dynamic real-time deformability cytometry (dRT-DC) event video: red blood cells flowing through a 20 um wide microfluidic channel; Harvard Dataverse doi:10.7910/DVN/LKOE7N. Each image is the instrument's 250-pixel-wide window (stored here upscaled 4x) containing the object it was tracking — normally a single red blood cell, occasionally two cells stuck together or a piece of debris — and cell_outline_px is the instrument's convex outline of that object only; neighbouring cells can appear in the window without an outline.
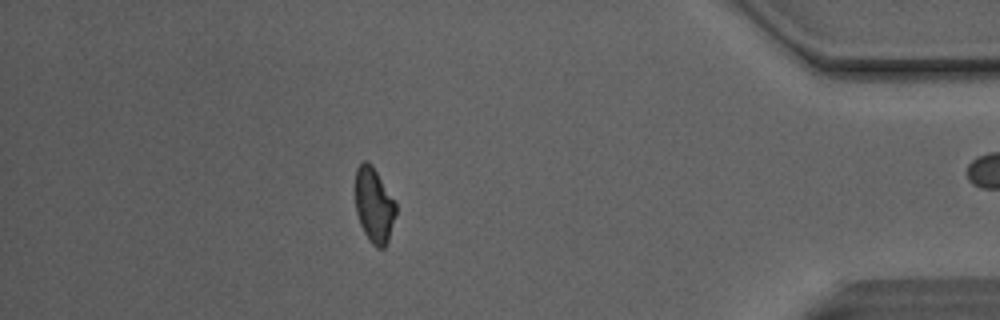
{"species": "Egyptian fruit bat (a non-hibernating species)", "species_latin": "Rousettus aegyptiacus", "temperature_condition": "room temperature", "stored_images_in_passage": 51, "camera_frame_rate_fps": 3000, "um_per_image_px": 0.085, "animal": {"sex": "male"}, "frame": {"image": 1, "passage_image": 44, "time_ms": 14.333, "image_size_px": [1000, 320], "cell_outline_px": [[396, 216], [388, 240], [384, 248], [376, 248], [368, 240], [360, 224], [356, 212], [356, 168], [364, 160], [372, 164], [396, 204]], "centroid_in_image_um": [31.79, 17.47], "position_along_channel_um": 403.4, "area_um2": 17.63}, "authors_computed_cell_mechanics": {"area_um2": 19.4786, "velocity_mm_per_s": 4.1316, "shape_relaxation_time_tau1_ms": null, "shape_relaxation_time_tau2_ms": 2.0138, "deformation_change_tau1": null, "deformation_change_tau2": 0.0849}}